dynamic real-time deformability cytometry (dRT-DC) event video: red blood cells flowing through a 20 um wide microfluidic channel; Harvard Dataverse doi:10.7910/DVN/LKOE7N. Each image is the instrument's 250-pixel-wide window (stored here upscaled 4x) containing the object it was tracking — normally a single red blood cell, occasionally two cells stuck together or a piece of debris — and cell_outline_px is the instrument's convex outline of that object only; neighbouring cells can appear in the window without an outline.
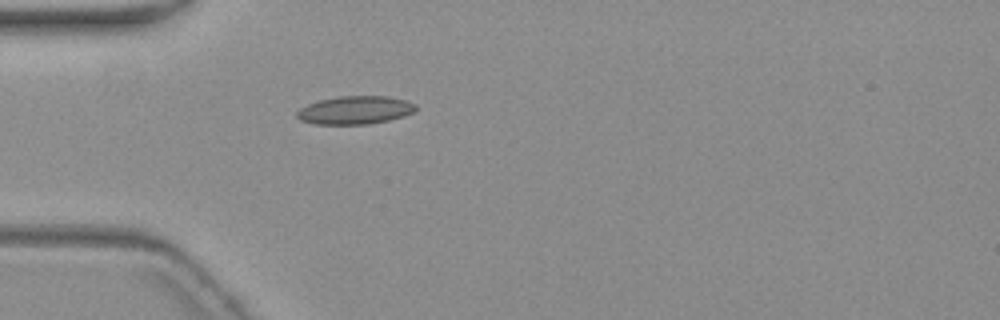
{"species": "common noctule bat (a hibernating species)", "species_latin": "Nyctalus noctula", "temperature_condition": "warm", "stored_images_in_passage": 1, "camera_frame_rate_fps": 3000, "um_per_image_px": 0.085, "animal": {"sex": "female", "body_mass_g": 19.3, "forearm_length_mm": 54.1}, "frame": {"image": 1, "passage_image": 1, "time_ms": 0.0, "image_size_px": [1000, 320], "cell_outline_px": [[416, 108], [412, 112], [404, 116], [388, 120], [368, 124], [316, 124], [300, 120], [296, 116], [296, 112], [300, 108], [308, 104], [320, 100], [340, 96], [388, 96], [408, 100], [416, 104]], "centroid_in_image_um": [30.19, 9.35], "position_along_channel_um": 54.8, "area_um2": 19.48}}